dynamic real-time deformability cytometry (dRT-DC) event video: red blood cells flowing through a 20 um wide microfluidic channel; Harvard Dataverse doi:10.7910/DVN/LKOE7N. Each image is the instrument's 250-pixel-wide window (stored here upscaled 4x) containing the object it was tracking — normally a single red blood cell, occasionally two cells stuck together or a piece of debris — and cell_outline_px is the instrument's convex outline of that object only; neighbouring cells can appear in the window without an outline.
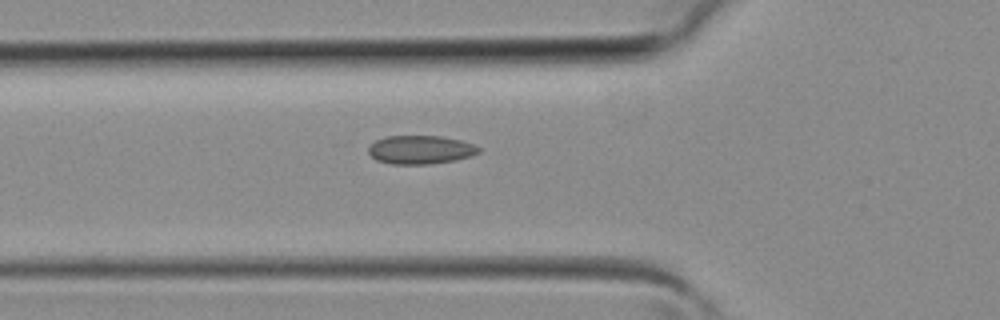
{"species": "common noctule bat (a hibernating species)", "species_latin": "Nyctalus noctula", "temperature_condition": "room temperature", "stored_images_in_passage": 27, "camera_frame_rate_fps": 3000, "um_per_image_px": 0.085, "animal": {"sex": "female", "body_mass_g": 19.3, "forearm_length_mm": 54.1}, "frame": {"image": 1, "passage_image": 4, "time_ms": 1.0, "image_size_px": [1000, 320], "cell_outline_px": [[480, 152], [472, 156], [456, 160], [428, 164], [392, 164], [376, 160], [368, 152], [368, 148], [376, 140], [388, 136], [440, 136], [460, 140], [472, 144], [480, 148]], "centroid_in_image_um": [35.75, 12.73], "position_along_channel_um": 90.1, "area_um2": 18.26}}
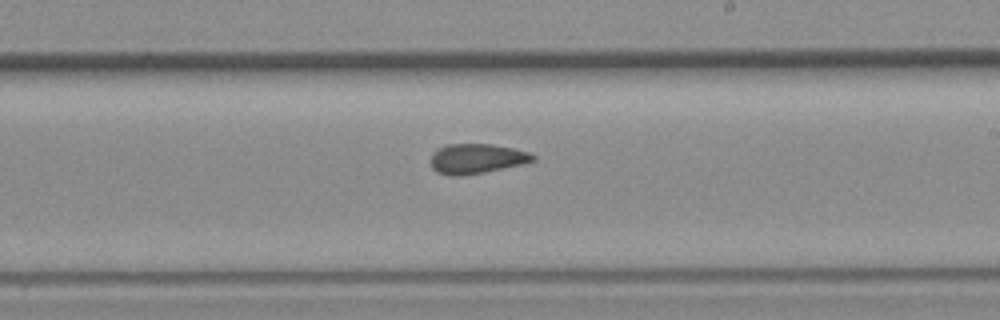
{"frame": {"image": 2, "passage_image": 13, "time_ms": 4.0, "image_size_px": [1000, 320], "cell_outline_px": [[536, 160], [524, 164], [484, 172], [460, 176], [448, 176], [436, 172], [432, 168], [432, 152], [436, 148], [448, 144], [492, 144], [512, 148], [528, 152], [536, 156]], "centroid_in_image_um": [40.5, 13.49], "position_along_channel_um": 248.5, "area_um2": 17.92}}
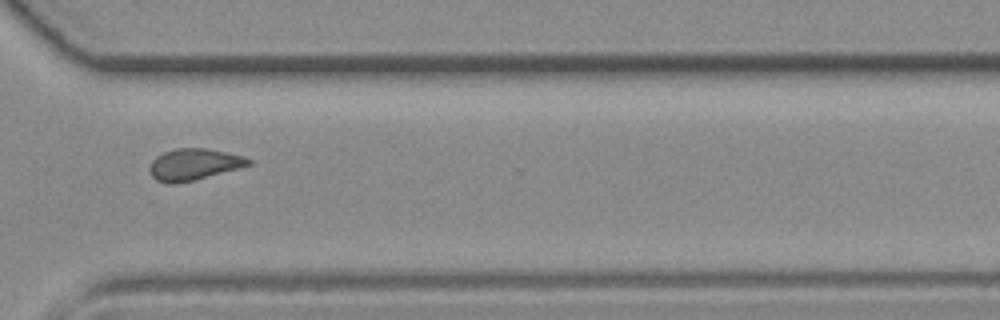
{"frame": {"image": 3, "passage_image": 19, "time_ms": 6.0, "image_size_px": [1000, 320], "cell_outline_px": [[252, 164], [192, 180], [172, 184], [168, 184], [156, 180], [148, 172], [148, 168], [152, 160], [156, 156], [164, 152], [176, 148], [204, 148], [244, 156], [252, 160]], "centroid_in_image_um": [16.42, 13.97], "position_along_channel_um": 354.2, "area_um2": 17.92}}